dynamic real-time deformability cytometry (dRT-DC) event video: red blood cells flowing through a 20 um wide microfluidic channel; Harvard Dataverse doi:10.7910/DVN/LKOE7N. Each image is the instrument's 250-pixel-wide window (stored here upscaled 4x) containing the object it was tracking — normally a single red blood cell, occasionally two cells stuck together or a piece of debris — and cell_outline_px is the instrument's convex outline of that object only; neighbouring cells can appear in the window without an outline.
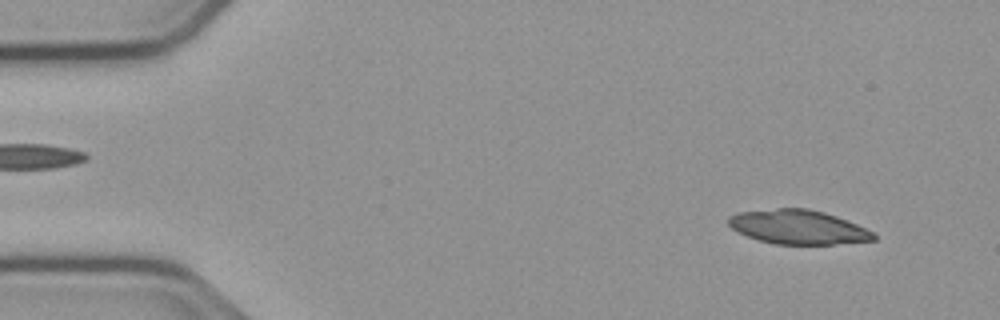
{"species": "common noctule bat (a hibernating species)", "species_latin": "Nyctalus noctula", "temperature_condition": "cold", "stored_images_in_passage": 33, "camera_frame_rate_fps": 3000, "um_per_image_px": 0.085, "animal": {"sex": "male", "body_mass_g": 23.1, "forearm_length_mm": 52.7}, "frame": {"image": 1, "passage_image": 5, "time_ms": 1.333, "image_size_px": [1000, 320], "cell_outline_px": [[876, 240], [832, 244], [776, 244], [760, 240], [748, 236], [732, 228], [728, 224], [728, 216], [736, 212], [776, 208], [808, 208], [824, 212], [848, 220], [872, 232], [876, 236]], "centroid_in_image_um": [67.82, 19.28], "position_along_channel_um": 17.2, "area_um2": 28.78}}